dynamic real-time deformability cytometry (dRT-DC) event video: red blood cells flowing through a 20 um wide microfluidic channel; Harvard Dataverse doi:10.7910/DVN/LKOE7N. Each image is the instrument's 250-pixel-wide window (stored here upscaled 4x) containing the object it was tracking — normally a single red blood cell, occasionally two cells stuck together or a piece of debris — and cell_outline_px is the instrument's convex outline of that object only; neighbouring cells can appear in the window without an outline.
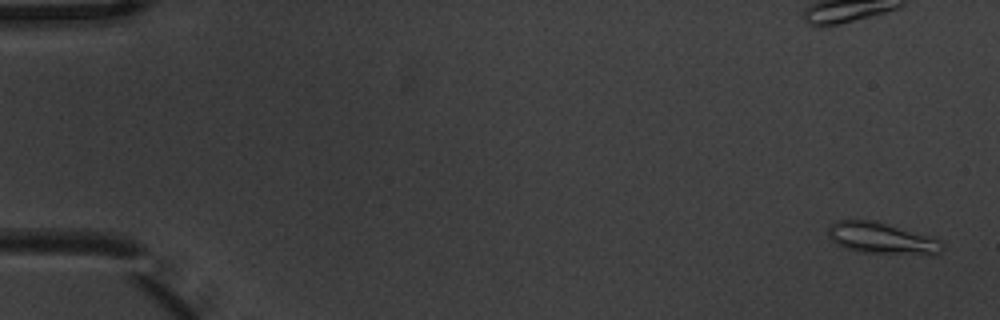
{"species": "common noctule bat (a hibernating species)", "species_latin": "Nyctalus noctula", "temperature_condition": "warm", "stored_images_in_passage": 11, "camera_frame_rate_fps": 3000, "um_per_image_px": 0.085, "animal": {"sex": "male", "body_mass_g": 20.1, "forearm_length_mm": 53.5}, "frame": {"image": 1, "passage_image": 1, "time_ms": 0.0, "image_size_px": [1000, 320], "cell_outline_px": [[944, 248], [940, 252], [856, 252], [844, 248], [832, 240], [828, 236], [828, 224], [836, 220], [876, 220], [932, 236], [940, 240], [944, 244]], "centroid_in_image_um": [74.85, 20.19], "position_along_channel_um": 10.1, "area_um2": 20.46}}
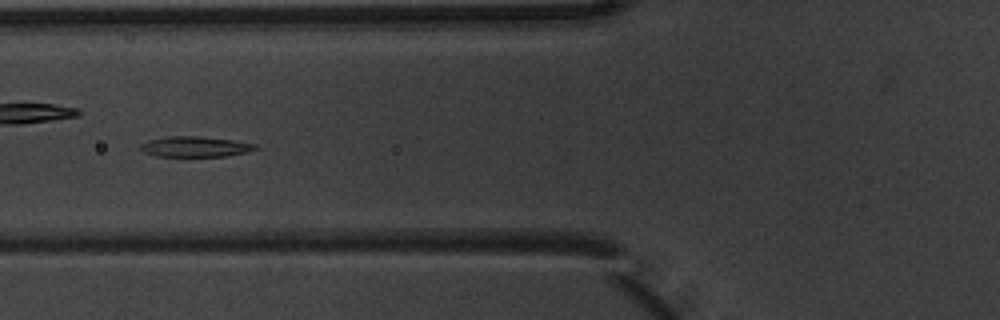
{"frame": {"image": 2, "passage_image": 6, "time_ms": 1.667, "image_size_px": [1000, 320], "cell_outline_px": [[260, 148], [248, 152], [224, 156], [156, 156], [144, 152], [136, 148], [140, 144], [148, 140], [164, 136], [200, 136], [232, 140], [256, 144]], "centroid_in_image_um": [16.55, 12.46], "position_along_channel_um": 109.3, "area_um2": 13.87}}
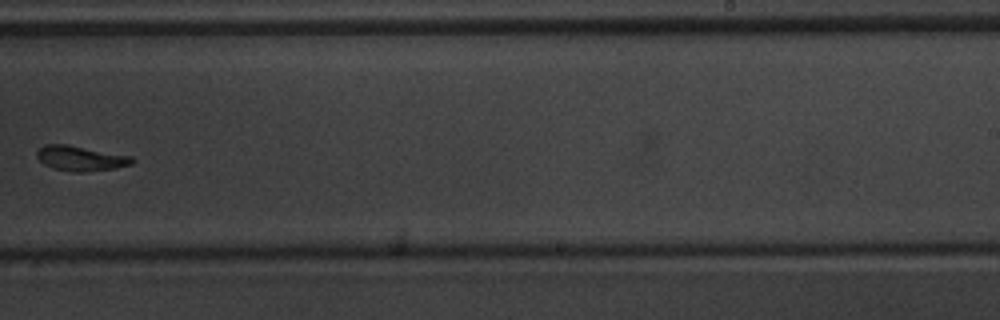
{"frame": {"image": 3, "passage_image": 10, "time_ms": 3.0, "image_size_px": [1000, 320], "cell_outline_px": [[136, 160], [132, 164], [116, 168], [84, 172], [72, 172], [52, 168], [44, 164], [36, 156], [36, 152], [44, 144], [68, 144], [132, 156]], "centroid_in_image_um": [6.87, 13.46], "position_along_channel_um": 282.1, "area_um2": 14.05}}